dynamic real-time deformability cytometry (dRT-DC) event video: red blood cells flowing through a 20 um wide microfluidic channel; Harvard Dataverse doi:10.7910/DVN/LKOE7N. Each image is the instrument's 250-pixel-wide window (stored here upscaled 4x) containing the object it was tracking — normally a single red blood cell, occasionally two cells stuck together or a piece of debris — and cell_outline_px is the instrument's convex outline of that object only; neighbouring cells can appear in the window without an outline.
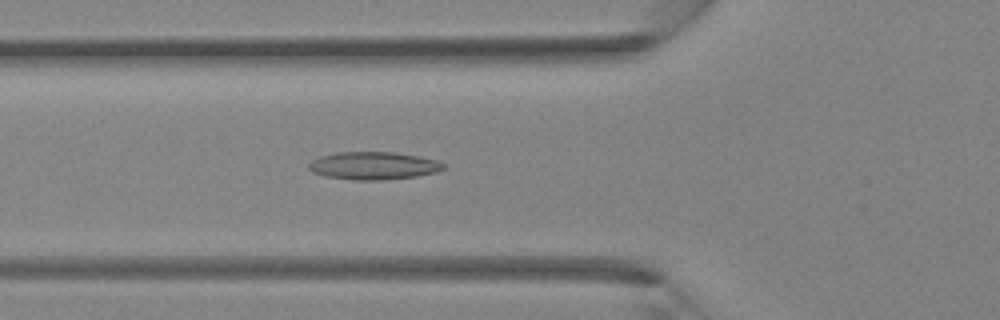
{"species": "Egyptian fruit bat (a non-hibernating species)", "species_latin": "Rousettus aegyptiacus", "temperature_condition": "room temperature", "stored_images_in_passage": 40, "camera_frame_rate_fps": 3000, "um_per_image_px": 0.085, "animal": {"sex": "female"}, "frame": {"image": 1, "passage_image": 15, "time_ms": 4.667, "image_size_px": [1000, 320], "cell_outline_px": [[444, 168], [436, 172], [416, 176], [384, 180], [356, 180], [324, 176], [312, 172], [308, 168], [308, 164], [312, 160], [320, 156], [336, 152], [392, 152], [440, 160], [444, 164]], "centroid_in_image_um": [31.73, 14.08], "position_along_channel_um": 94.1, "area_um2": 21.79}}
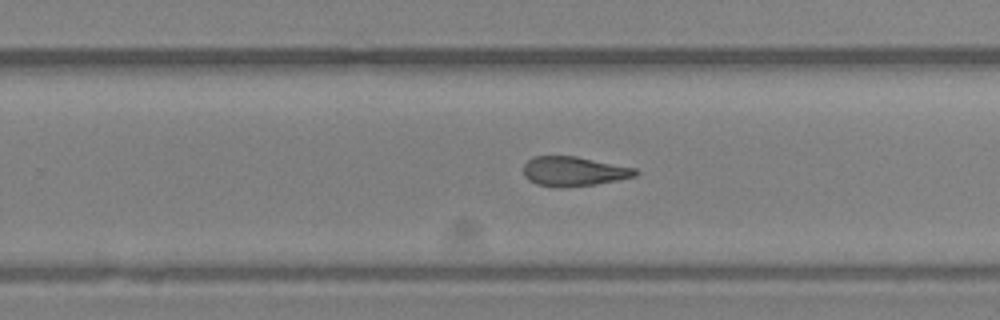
{"frame": {"image": 2, "passage_image": 26, "time_ms": 8.333, "image_size_px": [1000, 320], "cell_outline_px": [[640, 172], [636, 176], [596, 184], [564, 188], [556, 188], [536, 184], [528, 180], [524, 176], [524, 164], [532, 156], [576, 156], [636, 168]], "centroid_in_image_um": [48.76, 14.57], "position_along_channel_um": 281.0, "area_um2": 19.48}}
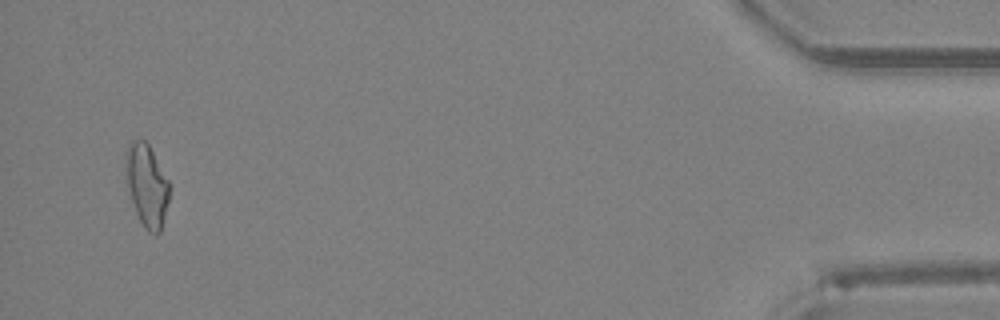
{"frame": {"image": 3, "passage_image": 39, "time_ms": 12.667, "image_size_px": [1000, 320], "cell_outline_px": [[168, 200], [160, 232], [156, 236], [148, 232], [144, 228], [136, 212], [128, 188], [124, 152], [128, 144], [132, 140], [144, 140], [148, 144], [168, 180]], "centroid_in_image_um": [12.45, 15.75], "position_along_channel_um": 422.7, "area_um2": 20.58}}